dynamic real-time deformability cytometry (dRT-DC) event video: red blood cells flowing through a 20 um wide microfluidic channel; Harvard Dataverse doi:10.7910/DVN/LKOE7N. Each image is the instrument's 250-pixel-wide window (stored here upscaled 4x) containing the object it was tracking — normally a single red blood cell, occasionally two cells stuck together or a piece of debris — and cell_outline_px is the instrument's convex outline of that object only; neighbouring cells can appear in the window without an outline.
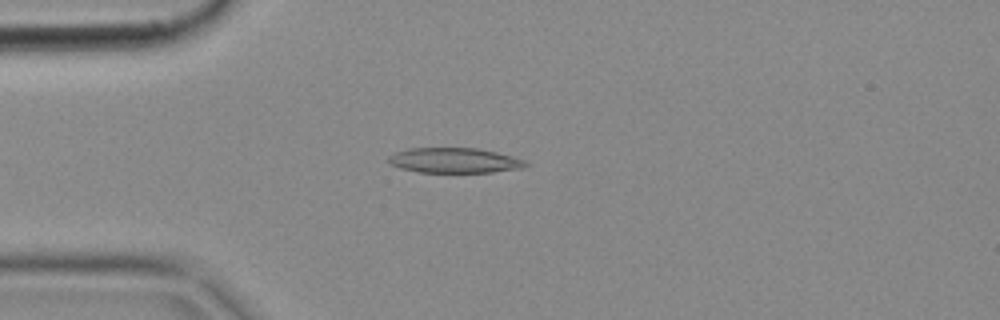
{"species": "common noctule bat (a hibernating species)", "species_latin": "Nyctalus noctula", "temperature_condition": "cold", "stored_images_in_passage": 2, "camera_frame_rate_fps": 3000, "um_per_image_px": 0.085, "animal": {"sex": "female", "body_mass_g": 18.4}, "frame": {"image": 1, "passage_image": 1, "time_ms": 0.0, "image_size_px": [1000, 320], "cell_outline_px": [[528, 164], [524, 168], [492, 172], [420, 172], [400, 168], [392, 164], [388, 160], [388, 156], [396, 152], [408, 148], [476, 148], [496, 152], [524, 160]], "centroid_in_image_um": [38.62, 13.63], "position_along_channel_um": 46.4, "area_um2": 19.88}}